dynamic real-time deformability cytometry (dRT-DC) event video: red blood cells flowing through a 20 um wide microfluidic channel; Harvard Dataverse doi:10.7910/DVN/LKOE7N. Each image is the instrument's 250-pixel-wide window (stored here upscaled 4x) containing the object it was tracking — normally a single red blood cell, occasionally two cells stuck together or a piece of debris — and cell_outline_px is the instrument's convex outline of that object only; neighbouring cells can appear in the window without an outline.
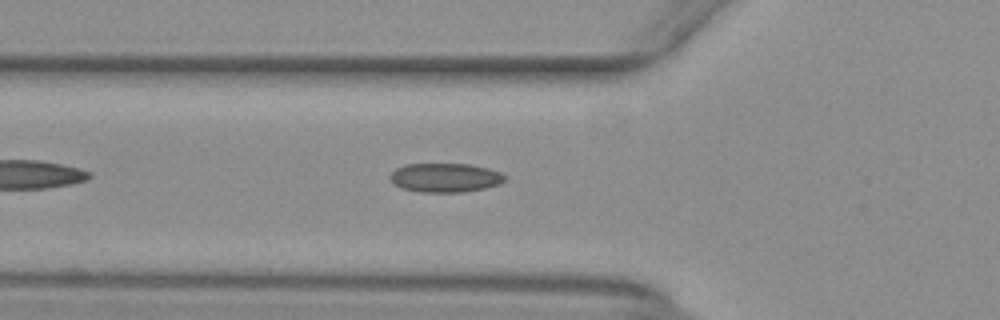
{"species": "common noctule bat (a hibernating species)", "species_latin": "Nyctalus noctula", "temperature_condition": "warm", "stored_images_in_passage": 40, "camera_frame_rate_fps": 3000, "um_per_image_px": 0.085, "animal": {"sex": "female", "body_mass_g": 29.2, "forearm_length_mm": 56.3}, "frame": {"image": 1, "passage_image": 6, "time_ms": 1.667, "image_size_px": [1000, 320], "cell_outline_px": [[508, 180], [500, 184], [484, 188], [464, 192], [420, 192], [400, 188], [388, 176], [396, 168], [408, 164], [468, 164], [488, 168], [500, 172], [508, 176]], "centroid_in_image_um": [37.89, 15.1], "position_along_channel_um": 87.9, "area_um2": 19.54}}
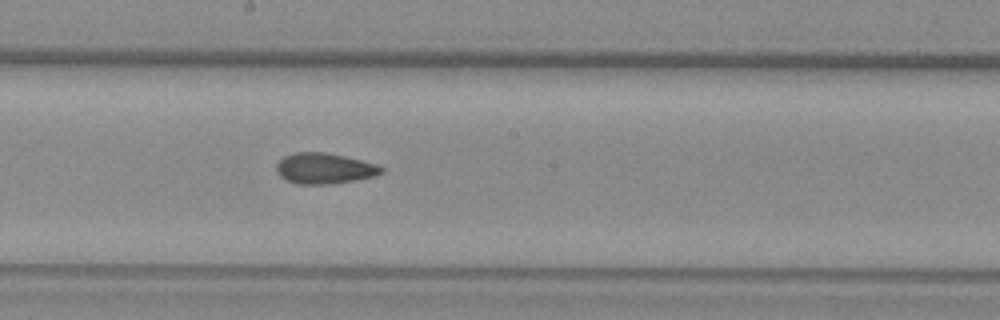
{"frame": {"image": 2, "passage_image": 16, "time_ms": 5.0, "image_size_px": [1000, 320], "cell_outline_px": [[384, 172], [376, 176], [332, 184], [300, 184], [288, 180], [280, 176], [276, 172], [276, 164], [284, 156], [296, 152], [324, 152], [344, 156], [376, 164], [384, 168]], "centroid_in_image_um": [27.58, 14.31], "position_along_channel_um": 220.6, "area_um2": 18.73}}
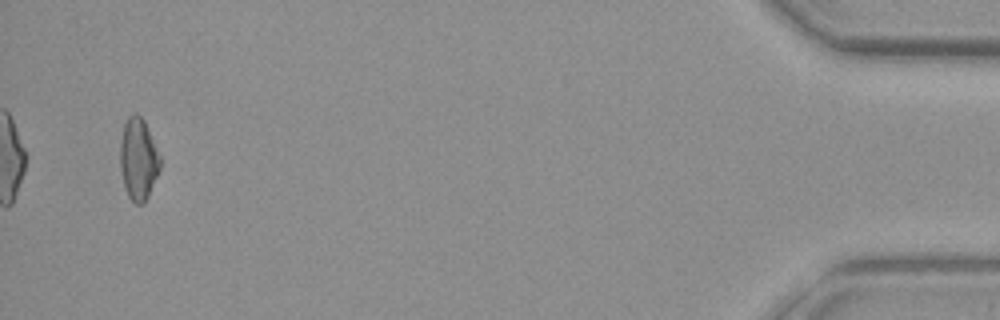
{"frame": {"image": 3, "passage_image": 38, "time_ms": 12.333, "image_size_px": [1000, 320], "cell_outline_px": [[160, 168], [148, 196], [144, 204], [136, 204], [128, 196], [124, 188], [120, 168], [120, 140], [124, 124], [128, 116], [132, 112], [136, 112], [144, 120], [160, 156]], "centroid_in_image_um": [11.74, 13.51], "position_along_channel_um": 423.5, "area_um2": 19.13}, "authors_computed_cell_mechanics": {"area_um2": 18.7272, "velocity_mm_per_s": 3.964, "shape_relaxation_time_tau1_ms": null, "shape_relaxation_time_tau2_ms": 2.5457, "deformation_change_tau1": null, "deformation_change_tau2": 0.0939}}